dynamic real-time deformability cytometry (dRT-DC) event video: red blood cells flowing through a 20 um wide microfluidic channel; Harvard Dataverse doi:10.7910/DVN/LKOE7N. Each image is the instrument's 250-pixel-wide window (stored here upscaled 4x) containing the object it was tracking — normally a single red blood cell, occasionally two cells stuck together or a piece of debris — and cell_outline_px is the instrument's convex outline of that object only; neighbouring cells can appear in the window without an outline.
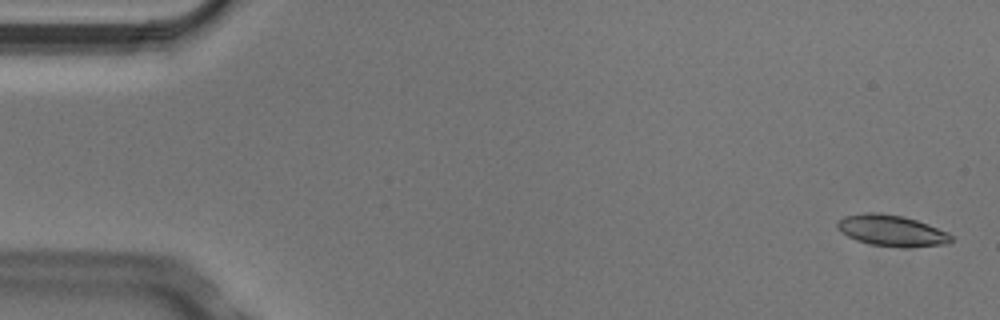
{"species": "Egyptian fruit bat (a non-hibernating species)", "species_latin": "Rousettus aegyptiacus", "temperature_condition": "cold", "stored_images_in_passage": 8, "segment_of_instrument_passage": [1, 2], "camera_frame_rate_fps": 3000, "um_per_image_px": 0.085, "animal": {"sex": "male"}, "frame": {"image": 1, "passage_image": 1, "time_ms": 0.0, "image_size_px": [1000, 320], "cell_outline_px": [[952, 240], [948, 244], [904, 248], [900, 248], [872, 244], [856, 240], [840, 232], [836, 228], [836, 224], [844, 216], [864, 212], [876, 212], [900, 216], [916, 220], [928, 224], [948, 232], [952, 236]], "centroid_in_image_um": [75.79, 19.61], "position_along_channel_um": 9.2, "area_um2": 20.75}}
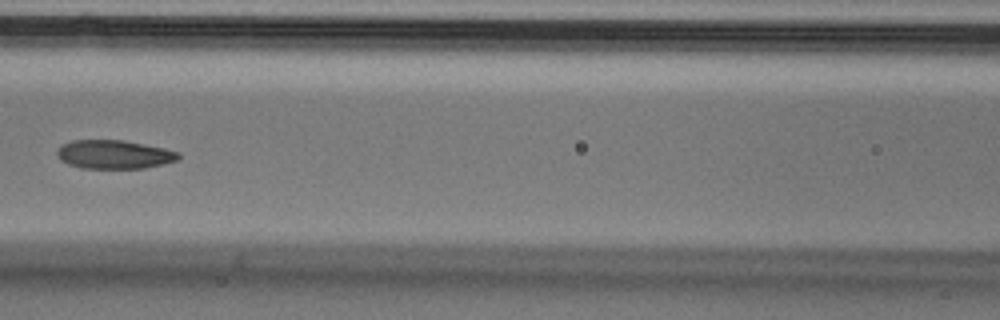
{"frame": {"image": 2, "passage_image": 7, "time_ms": 2.0, "image_size_px": [1000, 320], "cell_outline_px": [[180, 156], [176, 160], [164, 164], [144, 168], [80, 168], [68, 164], [60, 160], [56, 156], [56, 152], [64, 144], [72, 140], [124, 140], [164, 148], [180, 152]], "centroid_in_image_um": [9.7, 13.13], "position_along_channel_um": 156.9, "area_um2": 20.29}}